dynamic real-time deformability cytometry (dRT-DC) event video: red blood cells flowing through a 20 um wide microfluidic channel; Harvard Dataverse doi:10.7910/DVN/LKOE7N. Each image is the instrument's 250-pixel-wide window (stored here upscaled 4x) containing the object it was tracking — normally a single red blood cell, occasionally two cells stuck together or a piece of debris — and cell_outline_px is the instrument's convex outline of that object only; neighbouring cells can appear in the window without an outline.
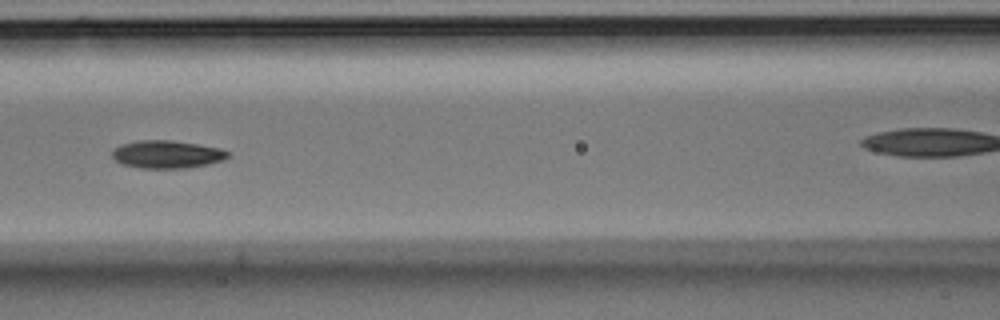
{"species": "Egyptian fruit bat (a non-hibernating species)", "species_latin": "Rousettus aegyptiacus", "temperature_condition": "room temperature", "stored_images_in_passage": 9, "camera_frame_rate_fps": 3000, "um_per_image_px": 0.085, "animal": {"sex": "male"}, "frame": {"image": 1, "passage_image": 6, "time_ms": 1.667, "image_size_px": [1000, 320], "cell_outline_px": [[232, 152], [224, 160], [208, 164], [188, 168], [140, 168], [120, 164], [112, 156], [112, 152], [116, 148], [124, 144], [140, 140], [172, 140], [220, 148]], "centroid_in_image_um": [14.23, 13.13], "position_along_channel_um": 152.4, "area_um2": 18.73}}
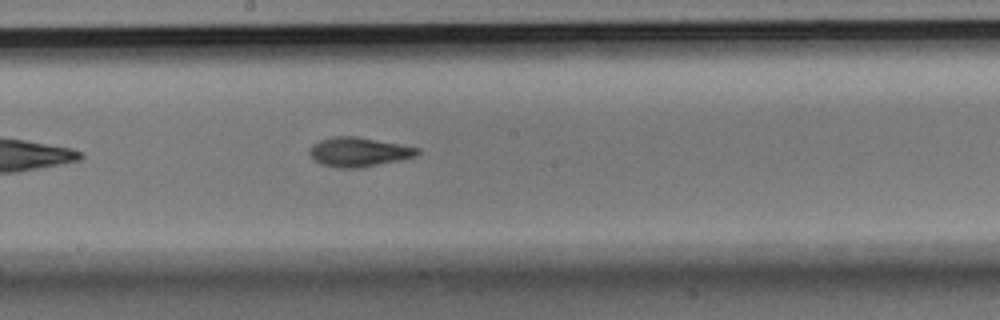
{"frame": {"image": 2, "passage_image": 9, "time_ms": 2.667, "image_size_px": [1000, 320], "cell_outline_px": [[420, 152], [416, 156], [400, 160], [360, 168], [336, 168], [320, 164], [312, 160], [308, 152], [312, 144], [320, 140], [332, 136], [356, 136], [400, 144], [420, 148]], "centroid_in_image_um": [30.45, 12.92], "position_along_channel_um": 217.7, "area_um2": 18.67}}